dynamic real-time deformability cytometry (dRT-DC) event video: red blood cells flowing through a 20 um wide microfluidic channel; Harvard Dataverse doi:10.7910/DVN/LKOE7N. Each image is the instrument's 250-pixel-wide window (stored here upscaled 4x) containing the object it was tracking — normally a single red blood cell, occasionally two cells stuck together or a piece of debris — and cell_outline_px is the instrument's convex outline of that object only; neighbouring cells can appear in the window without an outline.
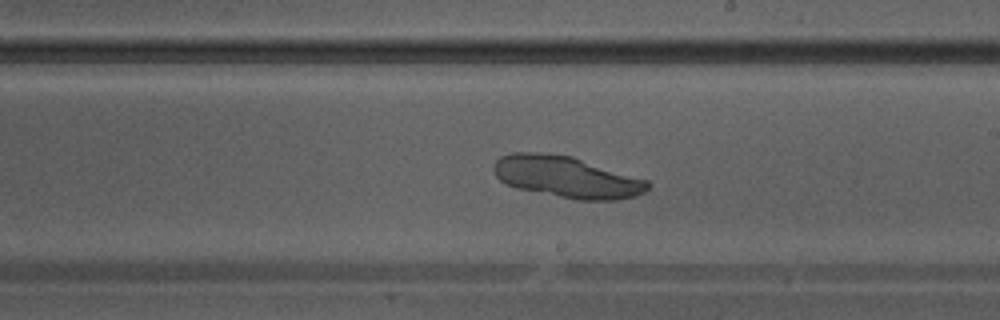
{"species": "Egyptian fruit bat (a non-hibernating species)", "species_latin": "Rousettus aegyptiacus", "temperature_condition": "warm", "stored_images_in_passage": 38, "camera_frame_rate_fps": 3000, "um_per_image_px": 0.085, "animal": {"sex": "male"}, "frame": {"image": 1, "passage_image": 22, "time_ms": 7.0, "image_size_px": [1000, 320], "cell_outline_px": [[648, 188], [644, 192], [636, 196], [616, 200], [576, 200], [516, 188], [500, 180], [496, 176], [492, 168], [496, 160], [500, 156], [512, 152], [536, 152], [572, 156], [648, 180]], "centroid_in_image_um": [48.15, 15.04], "position_along_channel_um": 240.8, "area_um2": 37.28}}